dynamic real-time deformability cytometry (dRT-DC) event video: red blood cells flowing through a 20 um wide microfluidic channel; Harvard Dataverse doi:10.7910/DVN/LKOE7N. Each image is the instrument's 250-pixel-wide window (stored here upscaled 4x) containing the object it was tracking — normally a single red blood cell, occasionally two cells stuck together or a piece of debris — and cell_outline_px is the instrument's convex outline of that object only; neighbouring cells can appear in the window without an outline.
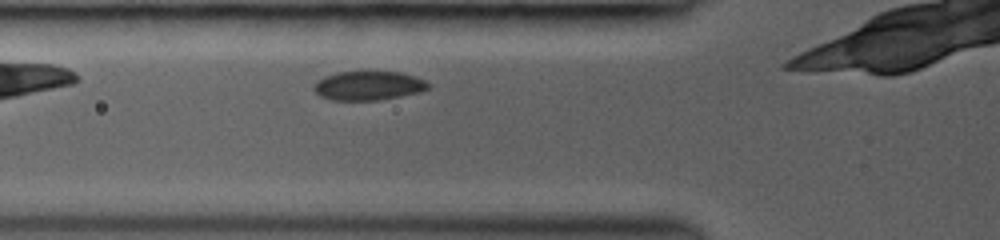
{"species": "common noctule bat (a hibernating species)", "species_latin": "Nyctalus noctula", "temperature_condition": "room temperature", "stored_images_in_passage": 3, "camera_frame_rate_fps": 3000, "um_per_image_px": 0.085, "animal": {"sex": "female", "body_mass_g": 19.0, "forearm_length_mm": 53.3}, "frame": {"image": 1, "passage_image": 3, "time_ms": 2.667, "image_size_px": [1000, 240], "cell_outline_px": [[432, 84], [428, 88], [420, 92], [380, 100], [332, 100], [320, 96], [312, 88], [316, 80], [324, 76], [336, 72], [400, 72], [424, 80]], "centroid_in_image_um": [31.29, 7.28], "position_along_channel_um": 94.5, "area_um2": 19.36}}